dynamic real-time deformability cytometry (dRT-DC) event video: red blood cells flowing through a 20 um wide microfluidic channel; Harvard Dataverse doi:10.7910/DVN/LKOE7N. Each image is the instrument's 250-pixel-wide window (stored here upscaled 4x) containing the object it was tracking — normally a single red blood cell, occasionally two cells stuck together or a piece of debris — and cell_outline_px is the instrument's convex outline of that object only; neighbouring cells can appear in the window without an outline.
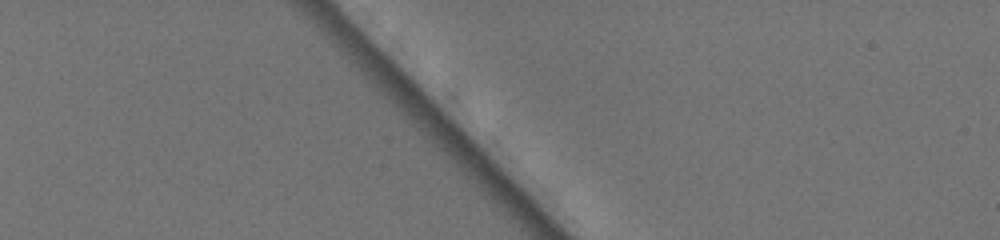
{"species": "common noctule bat (a hibernating species)", "species_latin": "Nyctalus noctula", "temperature_condition": "warm", "stored_images_in_passage": 3, "camera_frame_rate_fps": 3000, "um_per_image_px": 0.085, "animal": {"sex": "female", "body_mass_g": 19.5, "forearm_length_mm": 54.1}, "frame": {"image": 1, "passage_image": 1, "time_ms": 0.0, "image_size_px": [1000, 240], "cell_outline_px": [[532, 216], [524, 216], [492, 196], [444, 148], [444, 132], [448, 132], [488, 168], [528, 208]], "centroid_in_image_um": [41.11, 14.89], "position_along_channel_um": 43.9, "area_um2": 12.14}}